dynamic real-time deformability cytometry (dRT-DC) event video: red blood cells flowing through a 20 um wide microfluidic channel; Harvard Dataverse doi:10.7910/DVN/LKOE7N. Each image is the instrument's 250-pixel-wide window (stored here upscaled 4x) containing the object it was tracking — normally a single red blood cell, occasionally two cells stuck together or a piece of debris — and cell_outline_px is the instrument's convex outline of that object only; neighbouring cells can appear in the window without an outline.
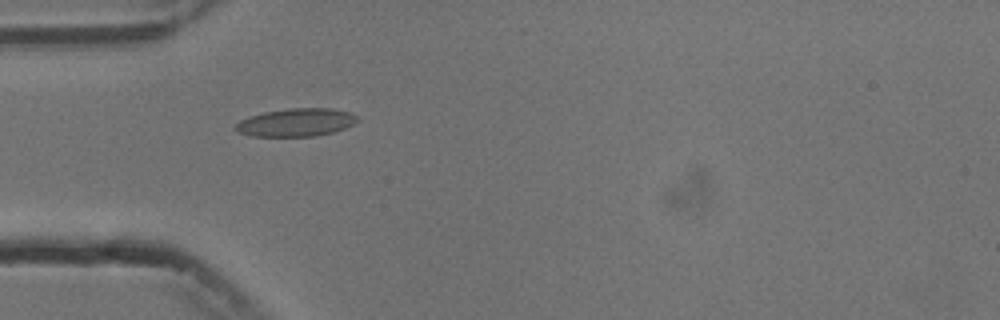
{"species": "common noctule bat (a hibernating species)", "species_latin": "Nyctalus noctula", "temperature_condition": "cold", "stored_images_in_passage": 9, "camera_frame_rate_fps": 3000, "um_per_image_px": 0.085, "animal": {"sex": "male", "body_mass_g": 13.3}, "frame": {"image": 1, "passage_image": 3, "time_ms": 2.333, "image_size_px": [1000, 320], "cell_outline_px": [[360, 120], [344, 128], [332, 132], [316, 136], [252, 136], [240, 132], [232, 128], [240, 120], [264, 112], [288, 108], [332, 108], [348, 112], [356, 116]], "centroid_in_image_um": [25.17, 10.4], "position_along_channel_um": 59.8, "area_um2": 19.71}}
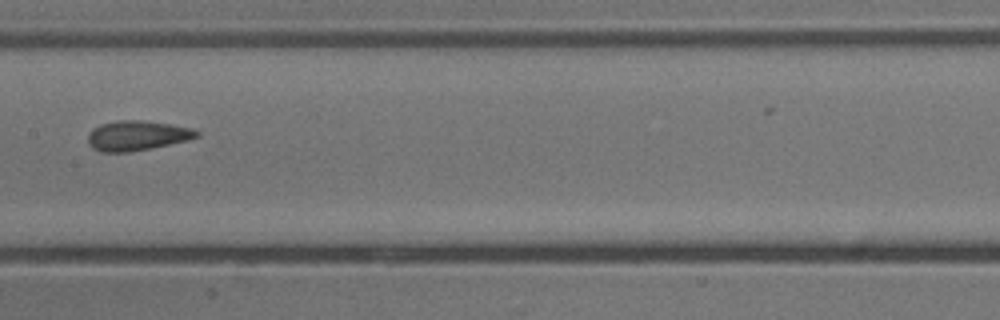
{"frame": {"image": 2, "passage_image": 6, "time_ms": 6.0, "image_size_px": [1000, 320], "cell_outline_px": [[200, 136], [188, 140], [128, 152], [100, 152], [92, 148], [88, 144], [88, 132], [92, 128], [100, 124], [116, 120], [140, 120], [168, 124], [192, 128], [200, 132]], "centroid_in_image_um": [11.6, 11.52], "position_along_channel_um": 195.8, "area_um2": 18.9}}
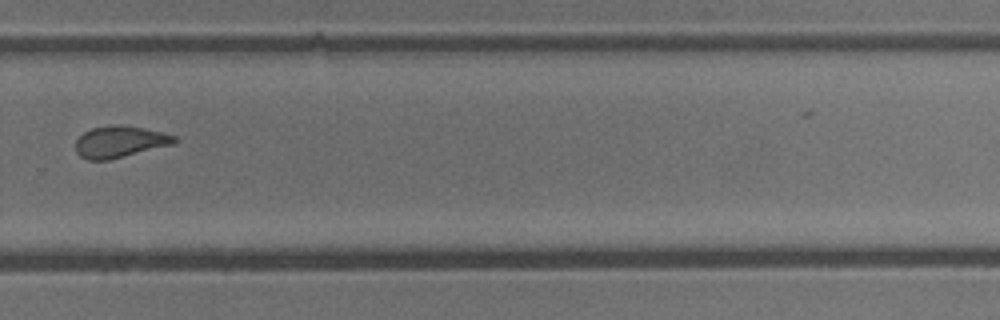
{"frame": {"image": 3, "passage_image": 9, "time_ms": 9.333, "image_size_px": [1000, 320], "cell_outline_px": [[180, 140], [176, 144], [108, 160], [88, 160], [80, 156], [76, 152], [76, 140], [84, 132], [92, 128], [116, 124], [120, 124], [160, 132], [176, 136]], "centroid_in_image_um": [10.21, 12.06], "position_along_channel_um": 319.6, "area_um2": 18.21}}